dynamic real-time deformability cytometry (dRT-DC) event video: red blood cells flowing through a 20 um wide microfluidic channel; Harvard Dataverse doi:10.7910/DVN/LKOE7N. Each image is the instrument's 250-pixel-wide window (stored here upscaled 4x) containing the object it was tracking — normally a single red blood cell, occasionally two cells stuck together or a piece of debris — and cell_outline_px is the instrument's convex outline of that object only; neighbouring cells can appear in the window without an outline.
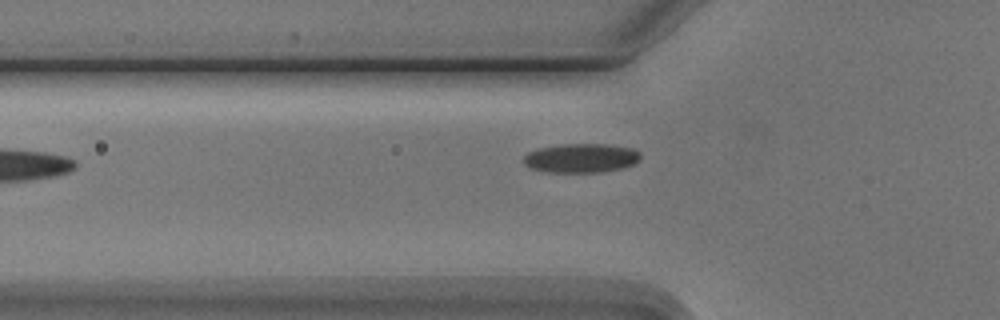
{"species": "Egyptian fruit bat (a non-hibernating species)", "species_latin": "Rousettus aegyptiacus", "temperature_condition": "cold", "stored_images_in_passage": 2, "camera_frame_rate_fps": 3000, "um_per_image_px": 0.085, "animal": {"sex": "male"}, "frame": {"image": 1, "passage_image": 2, "time_ms": 1.333, "image_size_px": [1000, 320], "cell_outline_px": [[640, 160], [632, 164], [620, 168], [600, 172], [544, 172], [532, 168], [524, 164], [524, 156], [528, 152], [540, 148], [560, 144], [608, 144], [632, 148], [640, 152]], "centroid_in_image_um": [49.39, 13.43], "position_along_channel_um": 76.4, "area_um2": 19.77}}